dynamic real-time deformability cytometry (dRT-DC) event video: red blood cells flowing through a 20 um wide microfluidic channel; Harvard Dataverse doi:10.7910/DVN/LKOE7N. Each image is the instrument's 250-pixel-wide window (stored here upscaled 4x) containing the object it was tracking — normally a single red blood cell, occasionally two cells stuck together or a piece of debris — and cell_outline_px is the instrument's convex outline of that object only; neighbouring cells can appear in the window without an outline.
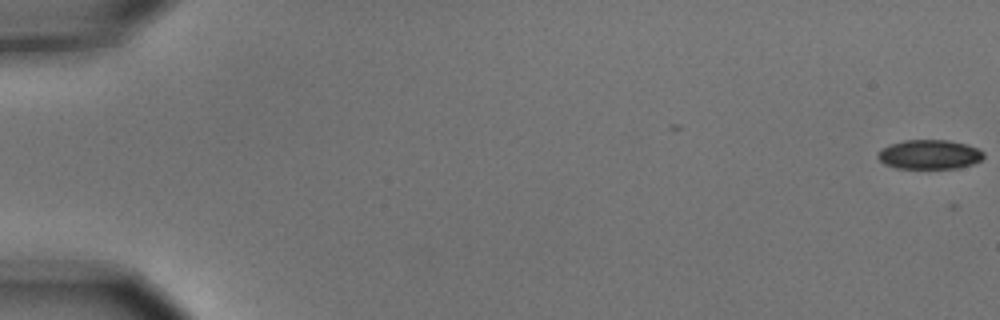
{"species": "common noctule bat (a hibernating species)", "species_latin": "Nyctalus noctula", "temperature_condition": "cold", "stored_images_in_passage": 5, "camera_frame_rate_fps": 3000, "um_per_image_px": 0.085, "animal": {"sex": "male", "body_mass_g": 15.6}, "frame": {"image": 1, "passage_image": 1, "time_ms": 0.0, "image_size_px": [1000, 320], "cell_outline_px": [[984, 156], [980, 160], [972, 164], [960, 168], [896, 168], [884, 164], [876, 156], [876, 152], [880, 148], [904, 140], [948, 140], [968, 144], [984, 152]], "centroid_in_image_um": [78.98, 13.13], "position_along_channel_um": 6.0, "area_um2": 18.21}}
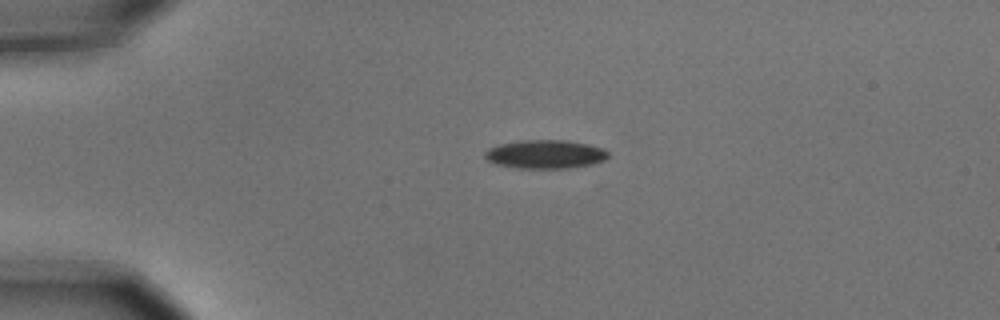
{"frame": {"image": 2, "passage_image": 4, "time_ms": 1.0, "image_size_px": [1000, 320], "cell_outline_px": [[608, 156], [604, 160], [592, 164], [568, 168], [516, 168], [496, 164], [488, 160], [484, 156], [484, 152], [488, 148], [500, 144], [520, 140], [568, 140], [588, 144], [604, 148], [608, 152]], "centroid_in_image_um": [46.34, 13.1], "position_along_channel_um": 38.7, "area_um2": 20.63}}